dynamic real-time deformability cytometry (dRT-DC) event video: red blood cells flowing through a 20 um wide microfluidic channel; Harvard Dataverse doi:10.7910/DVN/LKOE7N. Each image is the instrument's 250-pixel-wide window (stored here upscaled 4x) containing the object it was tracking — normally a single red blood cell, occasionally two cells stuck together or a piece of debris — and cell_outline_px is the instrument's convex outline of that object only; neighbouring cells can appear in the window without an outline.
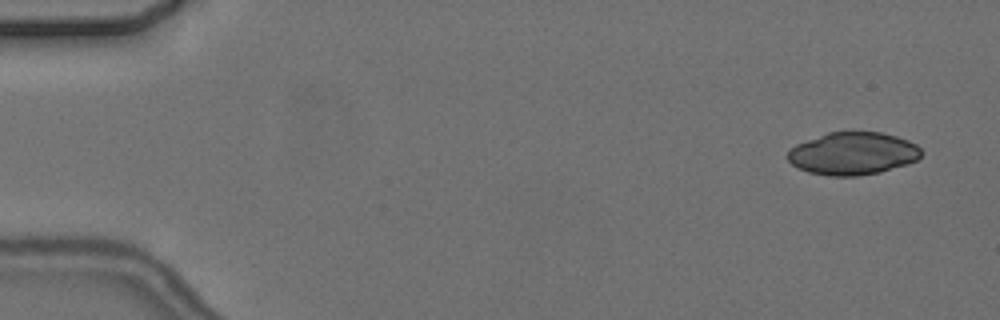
{"species": "common noctule bat (a hibernating species)", "species_latin": "Nyctalus noctula", "temperature_condition": "cold", "stored_images_in_passage": 5, "camera_frame_rate_fps": 3000, "um_per_image_px": 0.085, "animal": {"sex": "female", "body_mass_g": 24.6, "forearm_length_mm": 56.2}, "frame": {"image": 1, "passage_image": 1, "time_ms": 0.0, "image_size_px": [1000, 320], "cell_outline_px": [[924, 152], [916, 160], [908, 164], [880, 172], [860, 176], [828, 176], [808, 172], [792, 164], [784, 156], [796, 144], [828, 132], [880, 132], [896, 136], [908, 140], [916, 144]], "centroid_in_image_um": [72.5, 13.06], "position_along_channel_um": 12.5, "area_um2": 33.29}}